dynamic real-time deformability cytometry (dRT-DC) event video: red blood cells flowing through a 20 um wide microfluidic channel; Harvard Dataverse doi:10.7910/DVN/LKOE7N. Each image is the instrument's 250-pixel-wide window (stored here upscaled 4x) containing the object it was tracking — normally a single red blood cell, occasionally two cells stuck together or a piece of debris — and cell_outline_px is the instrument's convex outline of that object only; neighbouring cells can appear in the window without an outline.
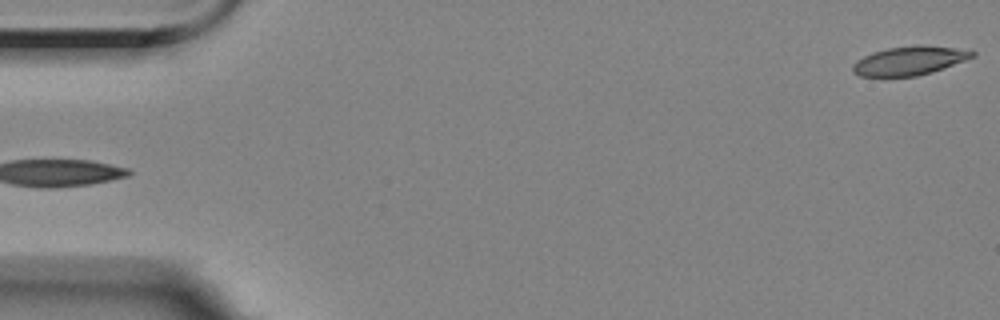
{"species": "Egyptian fruit bat (a non-hibernating species)", "species_latin": "Rousettus aegyptiacus", "temperature_condition": "room temperature", "stored_images_in_passage": 4, "segment_of_instrument_passage": [2, 2], "camera_frame_rate_fps": 3000, "um_per_image_px": 0.085, "animal": {"sex": "female"}, "frame": {"image": 1, "passage_image": 4, "time_ms": 4.0, "image_size_px": [1000, 320], "cell_outline_px": [[976, 56], [944, 68], [932, 72], [916, 76], [860, 76], [852, 72], [852, 64], [856, 60], [872, 52], [888, 48], [916, 44], [920, 44], [952, 48], [976, 52]], "centroid_in_image_um": [77.27, 5.15], "position_along_channel_um": 7.7, "area_um2": 20.06}}